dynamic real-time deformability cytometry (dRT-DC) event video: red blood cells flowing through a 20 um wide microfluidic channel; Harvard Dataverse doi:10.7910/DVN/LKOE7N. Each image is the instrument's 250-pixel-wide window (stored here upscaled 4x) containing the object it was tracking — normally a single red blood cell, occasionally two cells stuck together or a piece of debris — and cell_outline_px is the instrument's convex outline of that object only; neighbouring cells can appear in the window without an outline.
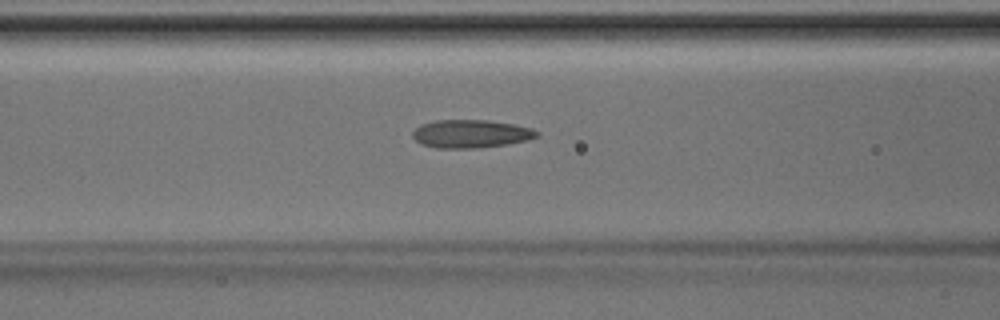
{"species": "Egyptian fruit bat (a non-hibernating species)", "species_latin": "Rousettus aegyptiacus", "temperature_condition": "room temperature", "stored_images_in_passage": 44, "camera_frame_rate_fps": 3000, "um_per_image_px": 0.085, "animal": {"sex": "male"}, "frame": {"image": 1, "passage_image": 19, "time_ms": 6.0, "image_size_px": [1000, 320], "cell_outline_px": [[540, 136], [528, 140], [508, 144], [476, 148], [436, 148], [420, 144], [412, 136], [412, 132], [420, 124], [436, 120], [488, 120], [512, 124], [532, 128], [540, 132]], "centroid_in_image_um": [40.03, 11.37], "position_along_channel_um": 126.6, "area_um2": 20.52}}
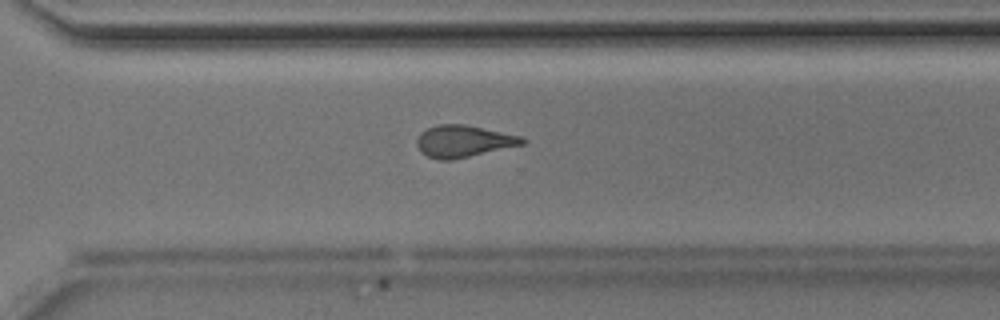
{"frame": {"image": 2, "passage_image": 33, "time_ms": 10.667, "image_size_px": [1000, 320], "cell_outline_px": [[528, 140], [524, 144], [452, 160], [440, 160], [428, 156], [420, 152], [416, 144], [416, 140], [420, 132], [436, 124], [464, 124], [520, 136]], "centroid_in_image_um": [39.36, 12.0], "position_along_channel_um": 331.2, "area_um2": 19.54}}
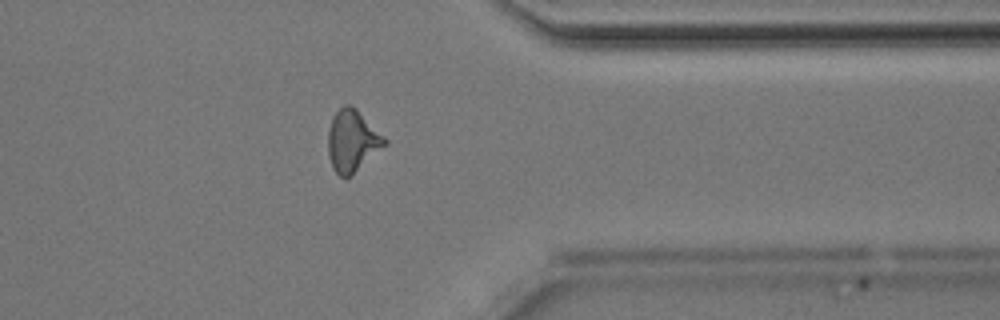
{"frame": {"image": 3, "passage_image": 37, "time_ms": 12.0, "image_size_px": [1000, 320], "cell_outline_px": [[388, 144], [352, 176], [340, 176], [332, 168], [328, 156], [328, 132], [332, 116], [344, 104], [348, 104], [356, 108], [388, 140]], "centroid_in_image_um": [29.96, 11.99], "position_along_channel_um": 381.4, "area_um2": 20.58}}